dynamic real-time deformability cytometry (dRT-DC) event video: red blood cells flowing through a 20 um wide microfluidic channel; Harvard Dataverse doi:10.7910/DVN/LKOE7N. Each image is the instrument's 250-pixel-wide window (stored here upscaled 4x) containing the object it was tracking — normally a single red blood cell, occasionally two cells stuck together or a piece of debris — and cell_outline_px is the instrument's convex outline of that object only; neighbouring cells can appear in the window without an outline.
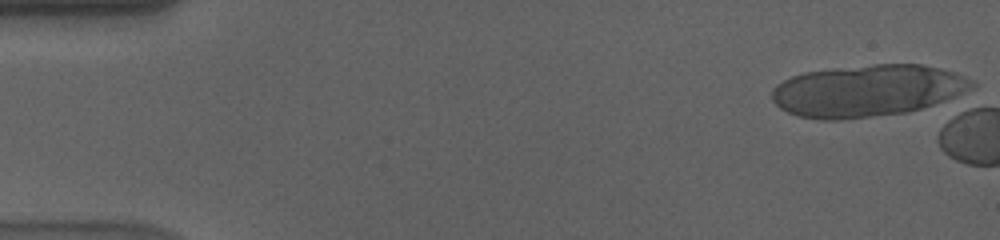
{"species": "human", "species_latin": "Homo sapiens", "temperature_condition": "cold", "stored_images_in_passage": 2, "camera_frame_rate_fps": 3000, "um_per_image_px": 0.085, "donor": {"sex": "male"}, "frame": {"image": 1, "passage_image": 1, "time_ms": 0.0, "image_size_px": [1000, 240], "cell_outline_px": [[976, 88], [944, 100], [908, 112], [836, 120], [820, 120], [800, 116], [788, 112], [780, 108], [772, 100], [772, 88], [776, 84], [792, 76], [804, 72], [836, 68], [872, 64], [920, 64], [940, 68], [964, 76], [972, 80], [976, 84]], "centroid_in_image_um": [73.72, 7.7], "position_along_channel_um": 11.3, "area_um2": 60.23}}